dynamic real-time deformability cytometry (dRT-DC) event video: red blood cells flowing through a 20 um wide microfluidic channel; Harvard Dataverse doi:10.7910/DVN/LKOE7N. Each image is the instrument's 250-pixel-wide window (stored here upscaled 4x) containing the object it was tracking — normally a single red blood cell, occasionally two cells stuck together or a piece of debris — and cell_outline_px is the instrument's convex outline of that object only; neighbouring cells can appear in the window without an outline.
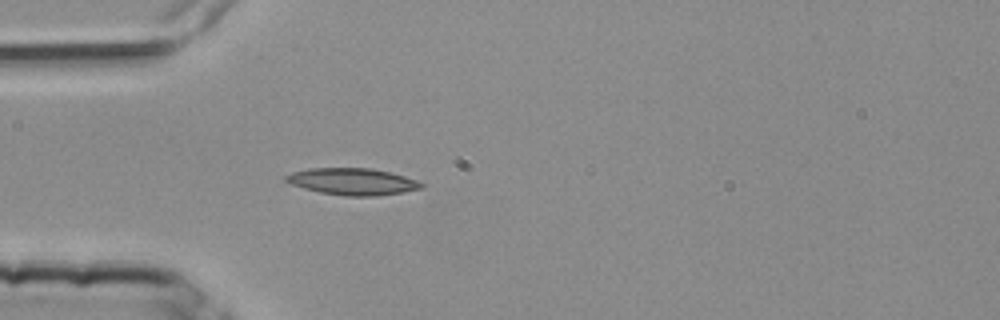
{"species": "common noctule bat (a hibernating species)", "species_latin": "Nyctalus noctula", "temperature_condition": "room temperature", "stored_images_in_passage": 4, "camera_frame_rate_fps": 3000, "um_per_image_px": 0.085, "animal": {"sex": "female", "body_mass_g": 25.1}, "frame": {"image": 1, "passage_image": 4, "time_ms": 1.0, "image_size_px": [1000, 320], "cell_outline_px": [[424, 188], [404, 192], [376, 196], [344, 196], [320, 192], [304, 188], [292, 184], [284, 180], [284, 176], [292, 172], [312, 168], [368, 168], [388, 172], [404, 176], [416, 180], [424, 184]], "centroid_in_image_um": [29.97, 15.44], "position_along_channel_um": 55.0, "area_um2": 21.04}}